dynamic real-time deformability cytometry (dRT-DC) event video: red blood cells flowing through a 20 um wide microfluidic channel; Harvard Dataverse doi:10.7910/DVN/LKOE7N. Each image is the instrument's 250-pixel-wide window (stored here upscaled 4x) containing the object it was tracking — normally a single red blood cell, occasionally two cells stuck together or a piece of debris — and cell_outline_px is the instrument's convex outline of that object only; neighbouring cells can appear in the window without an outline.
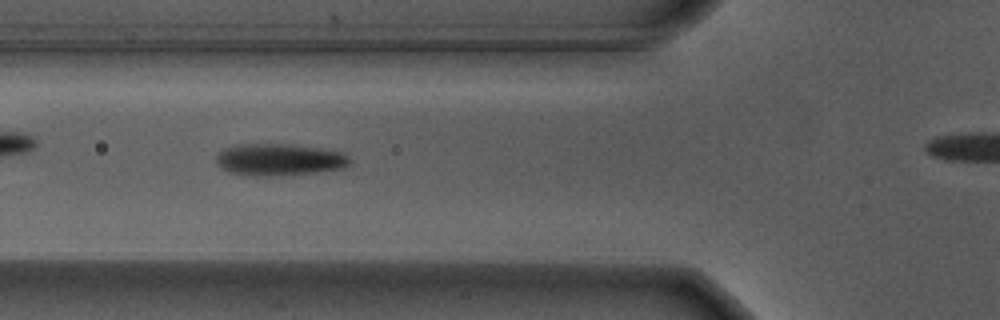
{"species": "Egyptian fruit bat (a non-hibernating species)", "species_latin": "Rousettus aegyptiacus", "temperature_condition": "warm", "stored_images_in_passage": 37, "camera_frame_rate_fps": 3000, "um_per_image_px": 0.085, "animal": {"sex": "male"}, "frame": {"image": 1, "passage_image": 14, "time_ms": 4.333, "image_size_px": [1000, 320], "cell_outline_px": [[352, 160], [348, 164], [340, 168], [316, 172], [264, 176], [232, 172], [224, 168], [216, 160], [216, 156], [224, 148], [240, 144], [280, 144], [320, 148], [344, 152]], "centroid_in_image_um": [23.78, 13.55], "position_along_channel_um": 102.0, "area_um2": 24.16}}
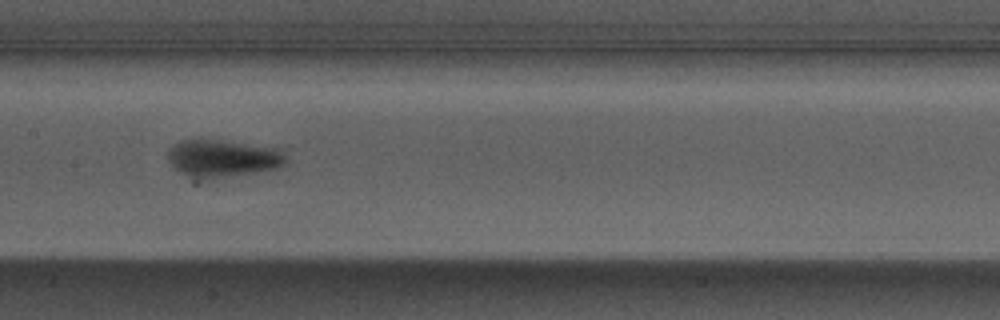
{"frame": {"image": 2, "passage_image": 21, "time_ms": 6.667, "image_size_px": [1000, 320], "cell_outline_px": [[288, 160], [284, 164], [276, 168], [256, 172], [212, 180], [208, 180], [188, 176], [172, 168], [168, 160], [168, 148], [180, 140], [212, 140], [280, 148]], "centroid_in_image_um": [18.9, 13.49], "position_along_channel_um": 188.5, "area_um2": 25.84}}
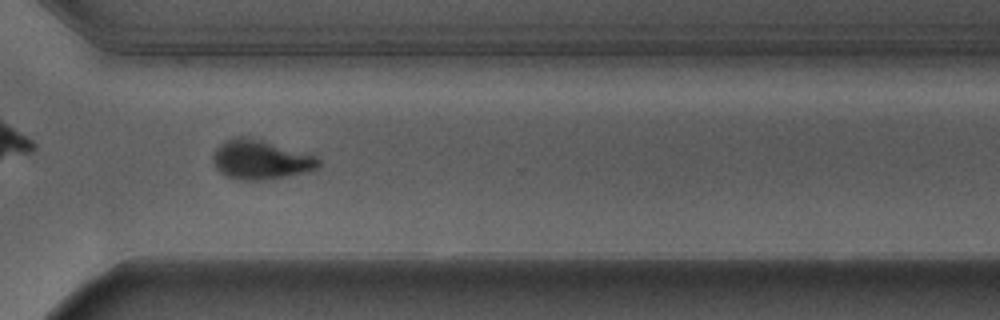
{"frame": {"image": 3, "passage_image": 34, "time_ms": 11.0, "image_size_px": [1000, 320], "cell_outline_px": [[320, 164], [316, 168], [268, 180], [236, 180], [220, 172], [216, 168], [212, 160], [216, 148], [224, 140], [236, 136], [248, 136], [316, 156], [320, 160]], "centroid_in_image_um": [22.09, 13.56], "position_along_channel_um": 348.5, "area_um2": 23.93}, "authors_computed_cell_mechanics": {"area_um2": 23.9292, "velocity_mm_per_s": 3.7018, "shape_relaxation_time_tau1_ms": 2.2534, "shape_relaxation_time_tau2_ms": null, "deformation_change_tau1": 0.1973, "deformation_change_tau2": null}}